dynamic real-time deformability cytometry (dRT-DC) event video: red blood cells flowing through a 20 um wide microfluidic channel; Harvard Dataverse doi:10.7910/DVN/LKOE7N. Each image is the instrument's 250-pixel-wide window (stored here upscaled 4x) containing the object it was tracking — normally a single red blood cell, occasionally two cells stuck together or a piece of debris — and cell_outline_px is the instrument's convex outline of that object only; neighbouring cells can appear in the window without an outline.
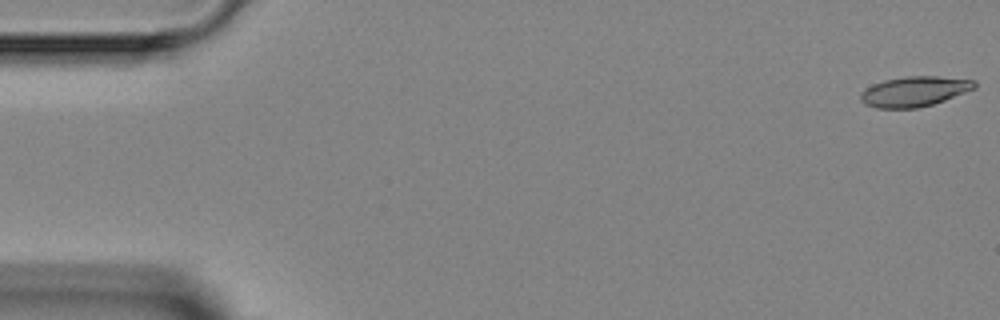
{"species": "Egyptian fruit bat (a non-hibernating species)", "species_latin": "Rousettus aegyptiacus", "temperature_condition": "room temperature", "stored_images_in_passage": 7, "camera_frame_rate_fps": 3000, "um_per_image_px": 0.085, "animal": {"sex": "female"}, "frame": {"image": 1, "passage_image": 1, "time_ms": 0.0, "image_size_px": [1000, 320], "cell_outline_px": [[976, 88], [944, 100], [932, 104], [916, 108], [876, 108], [864, 104], [860, 100], [860, 92], [872, 84], [884, 80], [904, 76], [936, 76], [976, 80]], "centroid_in_image_um": [77.69, 7.76], "position_along_channel_um": 7.3, "area_um2": 20.06}}
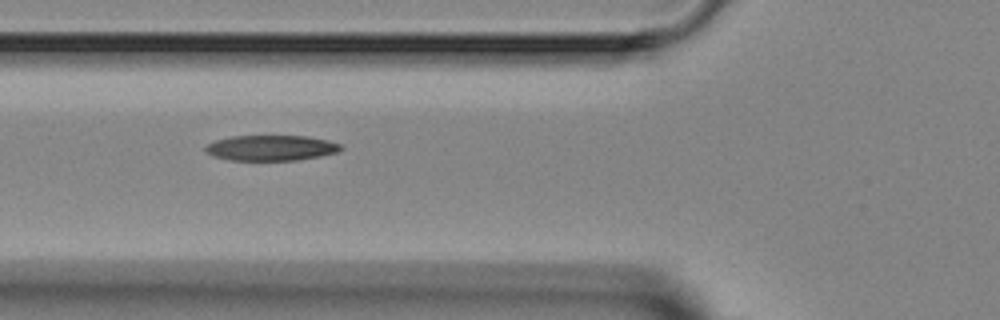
{"frame": {"image": 2, "passage_image": 6, "time_ms": 5.667, "image_size_px": [1000, 320], "cell_outline_px": [[344, 148], [336, 152], [320, 156], [296, 160], [228, 160], [212, 156], [204, 152], [204, 148], [208, 144], [216, 140], [232, 136], [308, 136], [328, 140], [340, 144]], "centroid_in_image_um": [23.02, 12.57], "position_along_channel_um": 102.8, "area_um2": 20.11}}
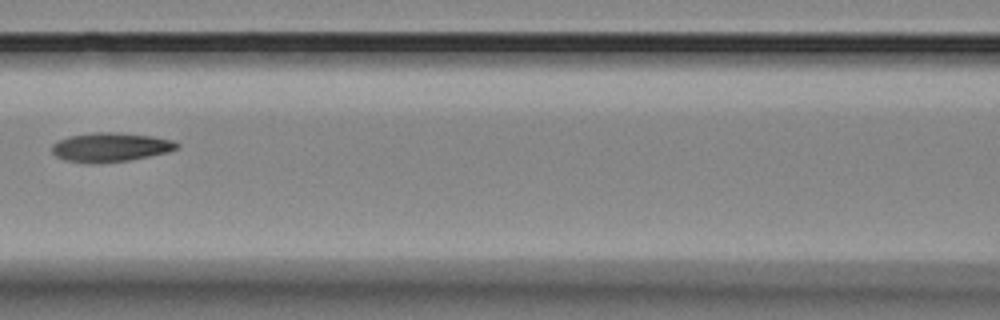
{"frame": {"image": 3, "passage_image": 7, "time_ms": 7.0, "image_size_px": [1000, 320], "cell_outline_px": [[180, 144], [176, 148], [168, 152], [128, 160], [64, 160], [56, 156], [52, 152], [52, 144], [56, 140], [68, 136], [92, 132], [116, 132], [152, 136], [172, 140]], "centroid_in_image_um": [9.39, 12.45], "position_along_channel_um": 157.2, "area_um2": 20.35}}